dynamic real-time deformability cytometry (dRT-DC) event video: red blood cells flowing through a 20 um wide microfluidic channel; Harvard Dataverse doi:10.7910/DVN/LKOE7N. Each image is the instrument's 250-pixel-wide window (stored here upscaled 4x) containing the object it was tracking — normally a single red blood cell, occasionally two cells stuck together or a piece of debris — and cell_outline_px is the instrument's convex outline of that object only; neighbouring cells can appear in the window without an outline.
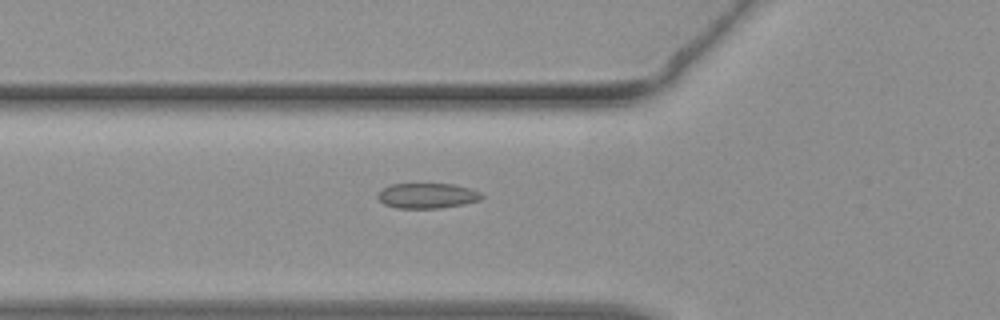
{"species": "common noctule bat (a hibernating species)", "species_latin": "Nyctalus noctula", "temperature_condition": "warm", "stored_images_in_passage": 45, "camera_frame_rate_fps": 3000, "um_per_image_px": 0.085, "animal": {"sex": "female", "body_mass_g": 19.3, "forearm_length_mm": 54.1}, "frame": {"image": 1, "passage_image": 16, "time_ms": 5.0, "image_size_px": [1000, 320], "cell_outline_px": [[484, 196], [480, 200], [464, 204], [440, 208], [396, 208], [384, 204], [376, 196], [384, 188], [392, 184], [456, 184], [480, 192]], "centroid_in_image_um": [36.33, 16.64], "position_along_channel_um": 89.5, "area_um2": 15.2}}
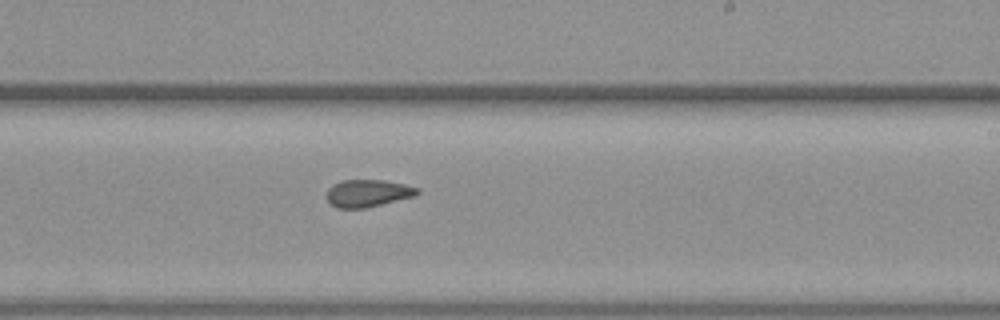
{"frame": {"image": 2, "passage_image": 27, "time_ms": 8.667, "image_size_px": [1000, 320], "cell_outline_px": [[420, 192], [416, 196], [364, 208], [336, 208], [328, 200], [328, 188], [332, 184], [344, 180], [384, 180], [404, 184], [420, 188]], "centroid_in_image_um": [31.3, 16.42], "position_along_channel_um": 257.7, "area_um2": 14.39}}
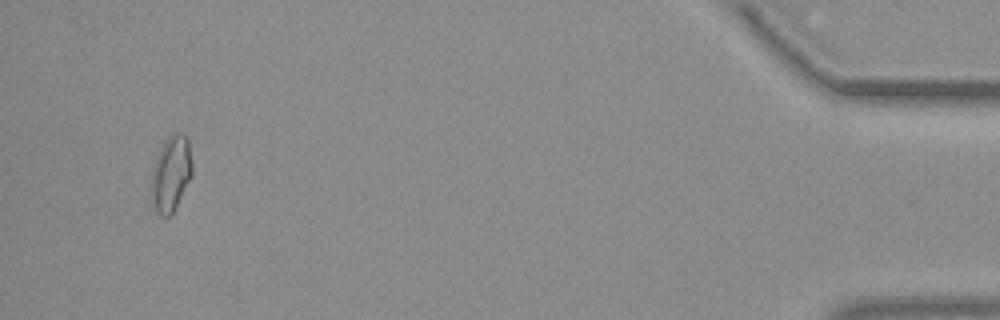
{"frame": {"image": 3, "passage_image": 43, "time_ms": 14.0, "image_size_px": [1000, 320], "cell_outline_px": [[192, 176], [172, 212], [168, 216], [160, 216], [156, 212], [152, 200], [152, 172], [156, 160], [168, 136], [176, 132], [184, 136], [188, 140], [192, 164]], "centroid_in_image_um": [14.55, 14.78], "position_along_channel_um": 420.7, "area_um2": 17.34}}